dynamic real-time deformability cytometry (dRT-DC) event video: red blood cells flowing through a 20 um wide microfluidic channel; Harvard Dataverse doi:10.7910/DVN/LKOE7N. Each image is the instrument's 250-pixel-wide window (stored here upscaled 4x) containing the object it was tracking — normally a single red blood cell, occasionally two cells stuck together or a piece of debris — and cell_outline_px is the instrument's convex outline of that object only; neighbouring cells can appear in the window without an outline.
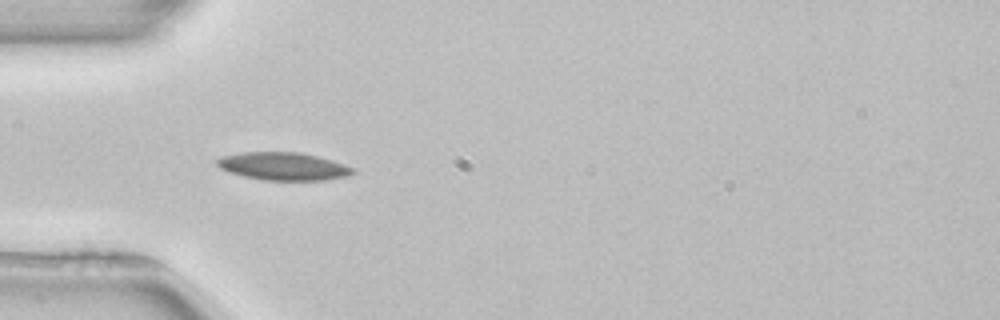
{"species": "common noctule bat (a hibernating species)", "species_latin": "Nyctalus noctula", "temperature_condition": "room temperature", "stored_images_in_passage": 51, "camera_frame_rate_fps": 3000, "um_per_image_px": 0.085, "animal": {"sex": "female", "body_mass_g": 22.7, "forearm_length_mm": 54.2}, "frame": {"image": 1, "passage_image": 15, "time_ms": 4.667, "image_size_px": [1000, 320], "cell_outline_px": [[356, 172], [348, 176], [324, 180], [264, 180], [244, 176], [228, 172], [220, 168], [216, 164], [216, 160], [220, 156], [240, 152], [300, 152], [332, 160], [356, 168]], "centroid_in_image_um": [24.08, 14.13], "position_along_channel_um": 60.9, "area_um2": 22.2}}
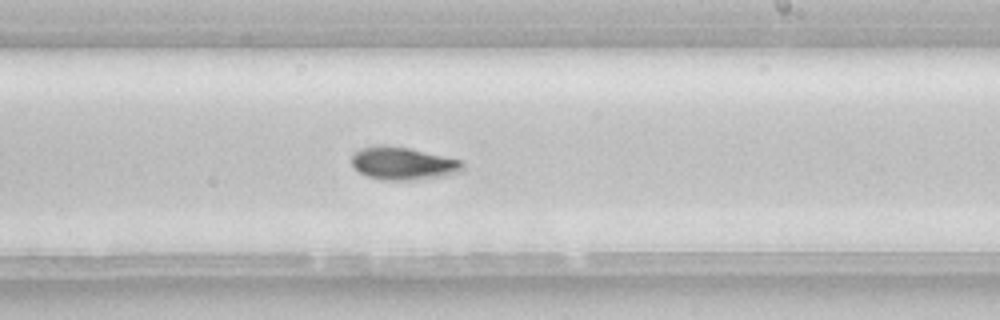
{"frame": {"image": 2, "passage_image": 30, "time_ms": 9.667, "image_size_px": [1000, 320], "cell_outline_px": [[464, 168], [460, 172], [416, 180], [384, 180], [368, 176], [360, 172], [352, 164], [352, 156], [360, 148], [380, 144], [384, 144], [408, 148], [464, 160]], "centroid_in_image_um": [34.28, 13.88], "position_along_channel_um": 254.7, "area_um2": 21.15}, "authors_computed_cell_mechanics": {"area_um2": 20.6346, "velocity_mm_per_s": 3.9315, "shape_relaxation_time_tau1_ms": 4.5258, "shape_relaxation_time_tau2_ms": null, "deformation_change_tau1": 0.1295, "deformation_change_tau2": null}}